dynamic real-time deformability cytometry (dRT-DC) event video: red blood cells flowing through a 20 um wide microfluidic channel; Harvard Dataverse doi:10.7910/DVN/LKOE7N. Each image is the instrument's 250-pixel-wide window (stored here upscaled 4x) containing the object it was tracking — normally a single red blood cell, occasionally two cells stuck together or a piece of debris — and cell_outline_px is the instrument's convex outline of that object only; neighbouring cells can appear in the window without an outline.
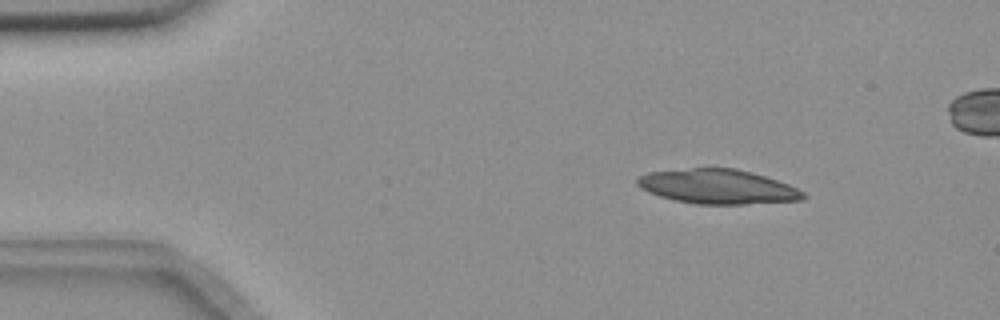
{"species": "common noctule bat (a hibernating species)", "species_latin": "Nyctalus noctula", "temperature_condition": "room temperature", "stored_images_in_passage": 5, "camera_frame_rate_fps": 3000, "um_per_image_px": 0.085, "animal": {"sex": "female", "body_mass_g": 18.4}, "frame": {"image": 1, "passage_image": 2, "time_ms": 0.333, "image_size_px": [1000, 320], "cell_outline_px": [[808, 196], [800, 200], [744, 204], [696, 204], [676, 200], [660, 196], [648, 192], [640, 188], [636, 184], [636, 180], [640, 176], [648, 172], [692, 168], [736, 168], [752, 172], [788, 184], [804, 192]], "centroid_in_image_um": [60.99, 15.86], "position_along_channel_um": 24.0, "area_um2": 33.23}}